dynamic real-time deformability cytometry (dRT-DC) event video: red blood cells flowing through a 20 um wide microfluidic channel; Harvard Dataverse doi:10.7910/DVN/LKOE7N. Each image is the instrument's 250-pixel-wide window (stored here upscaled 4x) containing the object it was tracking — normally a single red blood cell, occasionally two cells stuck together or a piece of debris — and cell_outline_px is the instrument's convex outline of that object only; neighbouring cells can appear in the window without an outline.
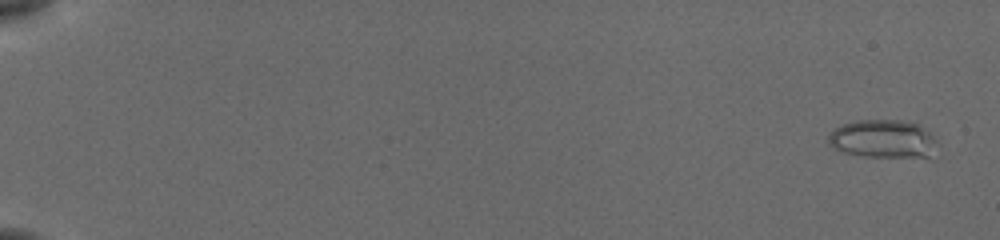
{"species": "common noctule bat (a hibernating species)", "species_latin": "Nyctalus noctula", "temperature_condition": "cold", "stored_images_in_passage": 56, "camera_frame_rate_fps": 3000, "um_per_image_px": 0.085, "animal": {"sex": "female", "body_mass_g": 19.5, "forearm_length_mm": 54.1}, "frame": {"image": 1, "passage_image": 3, "time_ms": 0.667, "image_size_px": [1000, 240], "cell_outline_px": [[940, 144], [928, 156], [864, 156], [844, 152], [828, 144], [828, 136], [836, 128], [844, 124], [860, 120], [900, 120], [920, 124]], "centroid_in_image_um": [75.07, 11.79], "position_along_channel_um": 9.9, "area_um2": 23.81}}
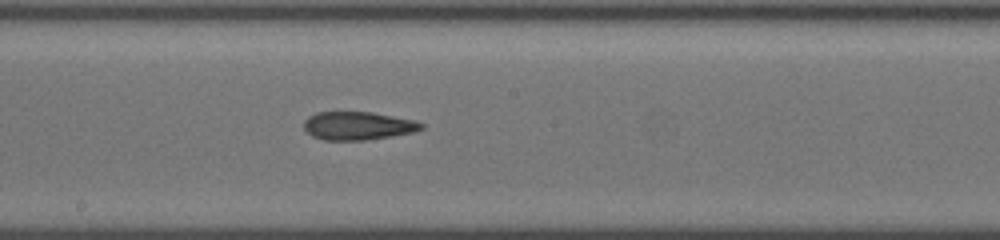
{"frame": {"image": 2, "passage_image": 34, "time_ms": 11.0, "image_size_px": [1000, 240], "cell_outline_px": [[424, 128], [416, 132], [392, 136], [364, 140], [324, 140], [312, 136], [304, 128], [304, 120], [308, 116], [316, 112], [372, 112], [412, 120], [424, 124]], "centroid_in_image_um": [30.41, 10.69], "position_along_channel_um": 217.8, "area_um2": 19.31}}
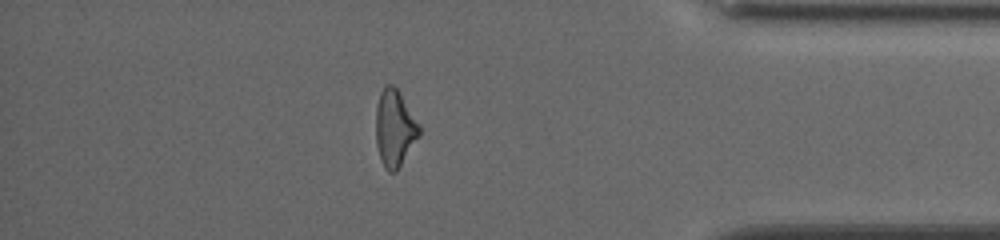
{"frame": {"image": 3, "passage_image": 50, "time_ms": 16.333, "image_size_px": [1000, 240], "cell_outline_px": [[420, 136], [396, 172], [388, 172], [384, 168], [380, 160], [376, 144], [376, 108], [380, 92], [384, 84], [392, 84], [400, 92], [420, 124]], "centroid_in_image_um": [33.55, 10.9], "position_along_channel_um": 401.7, "area_um2": 19.71}, "authors_computed_cell_mechanics": {"area_um2": 20.2011, "velocity_mm_per_s": 3.8933, "shape_relaxation_time_tau1_ms": null, "shape_relaxation_time_tau2_ms": 3.3635, "deformation_change_tau1": null, "deformation_change_tau2": 0.1314}}